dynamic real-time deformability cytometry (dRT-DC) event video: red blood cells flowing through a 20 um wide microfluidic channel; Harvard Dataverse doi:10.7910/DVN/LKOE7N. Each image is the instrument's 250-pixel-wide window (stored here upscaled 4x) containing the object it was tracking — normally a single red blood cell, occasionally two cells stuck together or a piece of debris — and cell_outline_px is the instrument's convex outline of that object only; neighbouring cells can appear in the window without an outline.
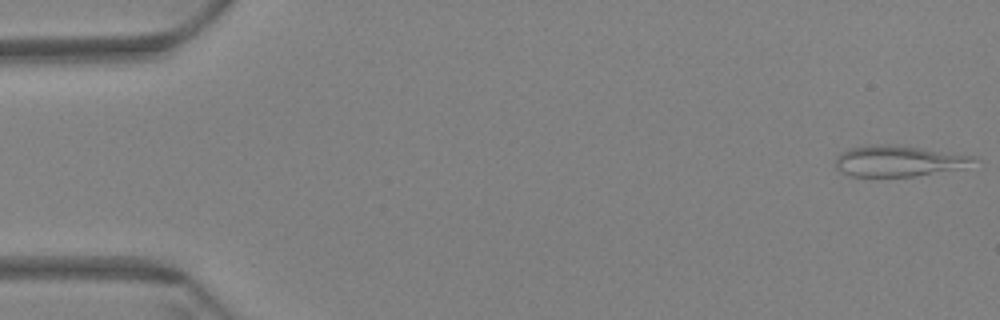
{"species": "Egyptian fruit bat (a non-hibernating species)", "species_latin": "Rousettus aegyptiacus", "temperature_condition": "warm", "stored_images_in_passage": 59, "camera_frame_rate_fps": 3000, "um_per_image_px": 0.085, "animal": {"sex": "female"}, "frame": {"image": 1, "passage_image": 1, "time_ms": 0.0, "image_size_px": [1000, 320], "cell_outline_px": [[980, 160], [964, 168], [912, 176], [848, 176], [840, 172], [836, 168], [836, 156], [840, 152], [852, 148], [868, 144], [888, 144], [920, 148], [976, 156]], "centroid_in_image_um": [76.37, 13.68], "position_along_channel_um": 8.6, "area_um2": 24.97}}
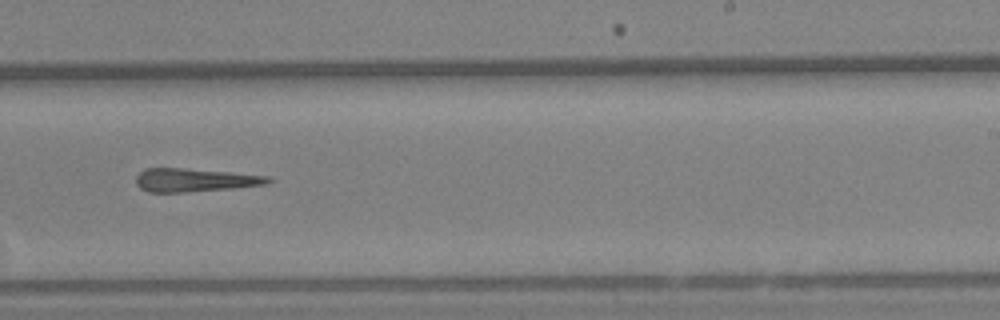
{"frame": {"image": 2, "passage_image": 37, "time_ms": 12.0, "image_size_px": [1000, 320], "cell_outline_px": [[272, 180], [268, 184], [232, 188], [184, 192], [148, 192], [140, 188], [136, 184], [136, 176], [144, 168], [184, 168], [228, 172], [268, 176]], "centroid_in_image_um": [16.51, 15.3], "position_along_channel_um": 272.5, "area_um2": 17.86}}
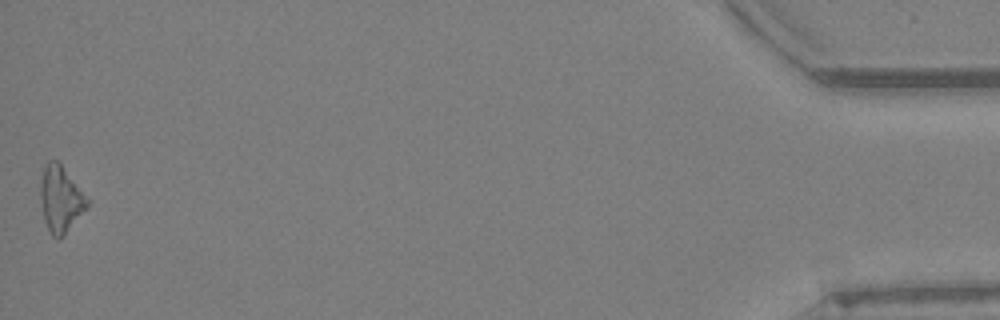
{"frame": {"image": 3, "passage_image": 59, "time_ms": 19.333, "image_size_px": [1000, 320], "cell_outline_px": [[88, 204], [64, 236], [52, 236], [44, 220], [40, 196], [40, 184], [44, 164], [48, 160], [56, 160], [60, 164], [88, 200]], "centroid_in_image_um": [5.1, 16.91], "position_along_channel_um": 430.1, "area_um2": 17.34}}